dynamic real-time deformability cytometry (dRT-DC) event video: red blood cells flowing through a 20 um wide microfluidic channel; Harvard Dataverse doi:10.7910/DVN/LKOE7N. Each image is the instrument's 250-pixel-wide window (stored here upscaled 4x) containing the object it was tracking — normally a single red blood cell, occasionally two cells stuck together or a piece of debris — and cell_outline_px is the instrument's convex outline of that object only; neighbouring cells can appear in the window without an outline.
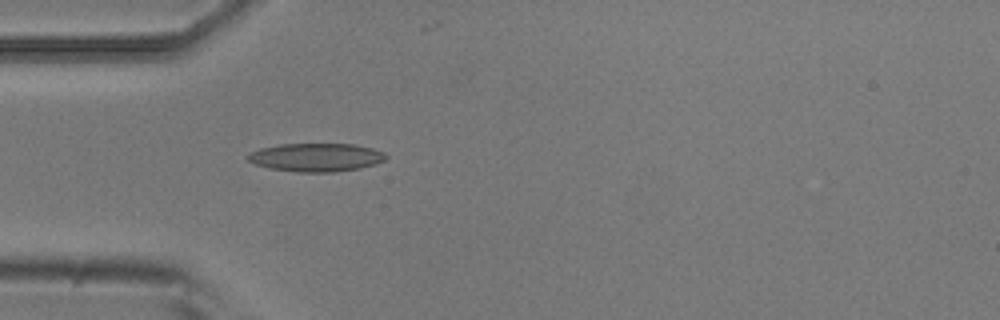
{"species": "common noctule bat (a hibernating species)", "species_latin": "Nyctalus noctula", "temperature_condition": "room temperature", "stored_images_in_passage": 4, "camera_frame_rate_fps": 3000, "um_per_image_px": 0.085, "animal": {"sex": "male", "body_mass_g": 20.5, "forearm_length_mm": 52.5}, "frame": {"image": 1, "passage_image": 4, "time_ms": 1.0, "image_size_px": [1000, 320], "cell_outline_px": [[388, 156], [384, 160], [376, 164], [360, 168], [332, 172], [296, 172], [268, 168], [256, 164], [248, 160], [248, 152], [260, 148], [280, 144], [352, 144], [372, 148], [384, 152]], "centroid_in_image_um": [26.87, 13.37], "position_along_channel_um": 58.1, "area_um2": 22.83}}